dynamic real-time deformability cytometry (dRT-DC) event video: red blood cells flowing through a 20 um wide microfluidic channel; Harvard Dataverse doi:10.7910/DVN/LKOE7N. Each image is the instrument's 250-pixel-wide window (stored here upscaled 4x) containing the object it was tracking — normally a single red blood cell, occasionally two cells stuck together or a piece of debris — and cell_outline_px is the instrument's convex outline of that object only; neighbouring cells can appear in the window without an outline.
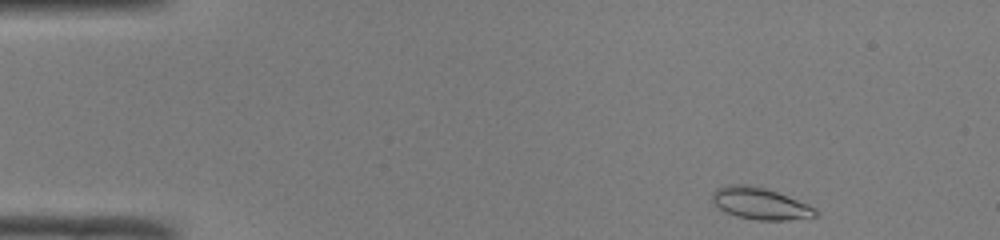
{"species": "common noctule bat (a hibernating species)", "species_latin": "Nyctalus noctula", "temperature_condition": "room temperature", "stored_images_in_passage": 45, "camera_frame_rate_fps": 3000, "um_per_image_px": 0.085, "animal": {"sex": "male", "body_mass_g": 19.0, "forearm_length_mm": 50.8}, "frame": {"image": 1, "passage_image": 1, "time_ms": 0.0, "image_size_px": [1000, 240], "cell_outline_px": [[820, 216], [788, 220], [756, 220], [736, 216], [724, 212], [712, 200], [712, 192], [716, 188], [728, 184], [748, 184], [764, 188], [776, 192], [808, 204], [816, 208], [820, 212]], "centroid_in_image_um": [64.63, 17.31], "position_along_channel_um": 20.4, "area_um2": 19.25}}
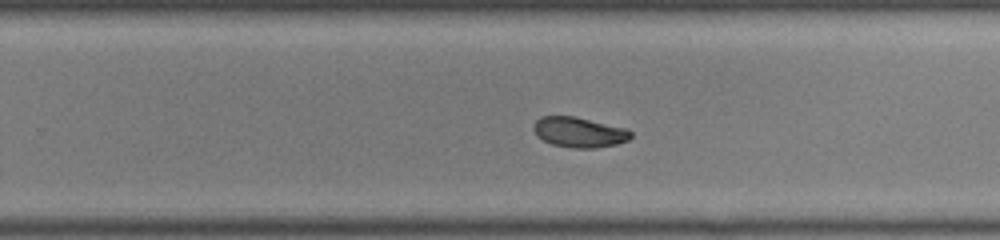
{"frame": {"image": 2, "passage_image": 27, "time_ms": 8.667, "image_size_px": [1000, 240], "cell_outline_px": [[632, 136], [628, 140], [616, 144], [596, 148], [572, 148], [552, 144], [536, 136], [532, 128], [532, 124], [540, 116], [576, 116], [628, 128], [632, 132]], "centroid_in_image_um": [49.22, 11.22], "position_along_channel_um": 280.6, "area_um2": 17.46}}
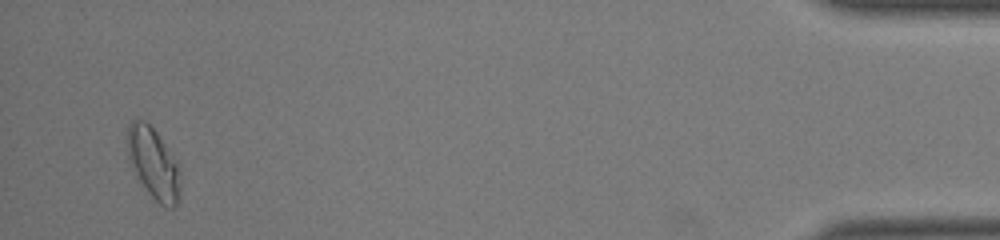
{"frame": {"image": 3, "passage_image": 43, "time_ms": 14.0, "image_size_px": [1000, 240], "cell_outline_px": [[180, 192], [176, 204], [172, 208], [164, 208], [148, 192], [140, 180], [128, 156], [128, 124], [132, 120], [144, 120], [156, 132], [176, 164], [180, 184]], "centroid_in_image_um": [13.03, 13.91], "position_along_channel_um": 422.2, "area_um2": 20.87}, "authors_computed_cell_mechanics": {"area_um2": 18.1492, "velocity_mm_per_s": 4.092, "shape_relaxation_time_tau1_ms": null, "shape_relaxation_time_tau2_ms": 2.8172, "deformation_change_tau1": null, "deformation_change_tau2": 0.0643}}